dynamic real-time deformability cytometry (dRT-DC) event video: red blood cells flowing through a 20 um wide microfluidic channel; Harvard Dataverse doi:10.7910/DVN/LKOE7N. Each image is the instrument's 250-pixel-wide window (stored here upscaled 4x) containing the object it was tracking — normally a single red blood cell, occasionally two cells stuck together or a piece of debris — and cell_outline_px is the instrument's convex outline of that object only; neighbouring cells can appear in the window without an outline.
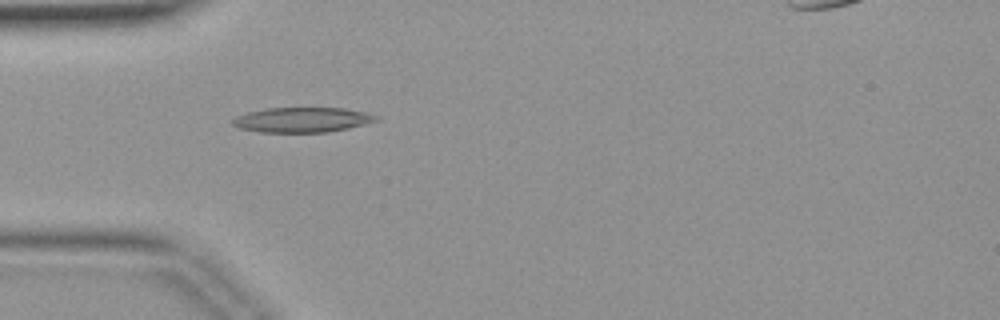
{"species": "common noctule bat (a hibernating species)", "species_latin": "Nyctalus noctula", "temperature_condition": "warm", "stored_images_in_passage": 42, "segment_of_instrument_passage": [1, 2], "camera_frame_rate_fps": 3000, "um_per_image_px": 0.085, "animal": {"sex": "female", "body_mass_g": 19.9}, "frame": {"image": 1, "passage_image": 12, "time_ms": 3.667, "image_size_px": [1000, 320], "cell_outline_px": [[380, 120], [348, 128], [328, 132], [260, 132], [240, 128], [232, 124], [232, 120], [236, 116], [248, 112], [264, 108], [344, 108], [368, 112], [380, 116]], "centroid_in_image_um": [25.73, 10.18], "position_along_channel_um": 59.3, "area_um2": 20.98}}
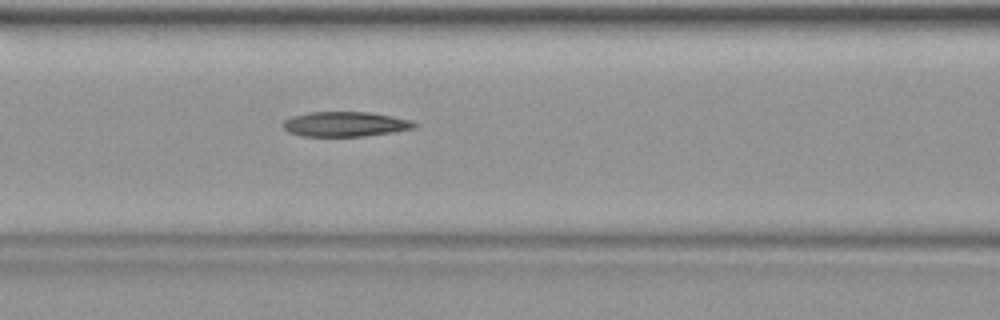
{"frame": {"image": 2, "passage_image": 17, "time_ms": 5.333, "image_size_px": [1000, 320], "cell_outline_px": [[420, 124], [416, 128], [392, 132], [364, 136], [300, 136], [288, 132], [284, 128], [284, 120], [292, 116], [308, 112], [368, 112], [392, 116], [412, 120]], "centroid_in_image_um": [29.37, 10.55], "position_along_channel_um": 137.2, "area_um2": 19.13}}
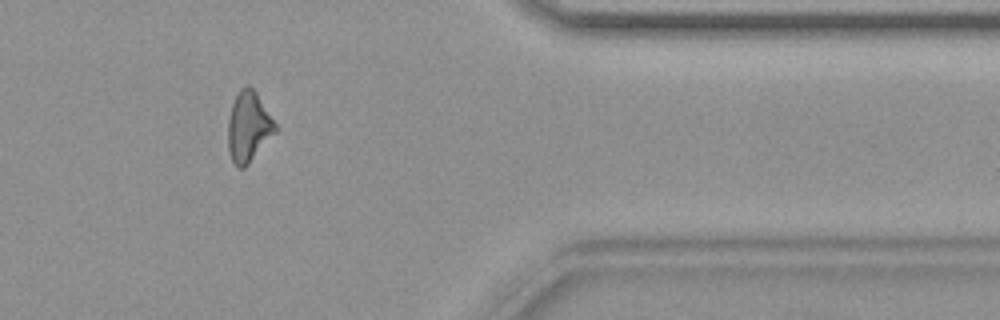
{"frame": {"image": 3, "passage_image": 34, "time_ms": 11.0, "image_size_px": [1000, 320], "cell_outline_px": [[276, 132], [248, 164], [244, 168], [236, 168], [228, 152], [228, 120], [232, 104], [240, 88], [248, 84], [256, 92], [276, 124]], "centroid_in_image_um": [21.11, 10.79], "position_along_channel_um": 390.3, "area_um2": 19.25}}